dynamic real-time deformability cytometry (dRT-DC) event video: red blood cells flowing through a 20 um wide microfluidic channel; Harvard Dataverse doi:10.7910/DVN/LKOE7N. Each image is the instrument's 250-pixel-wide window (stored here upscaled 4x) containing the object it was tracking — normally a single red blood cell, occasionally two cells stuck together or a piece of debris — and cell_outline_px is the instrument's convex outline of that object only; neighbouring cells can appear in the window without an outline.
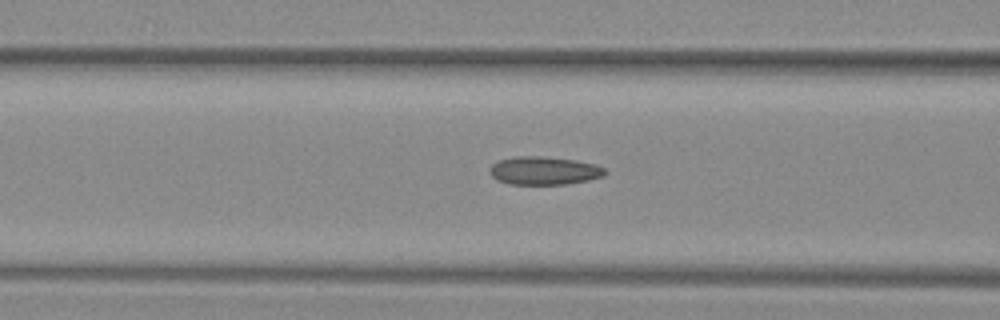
{"species": "common noctule bat (a hibernating species)", "species_latin": "Nyctalus noctula", "temperature_condition": "warm", "stored_images_in_passage": 29, "camera_frame_rate_fps": 3000, "um_per_image_px": 0.085, "animal": {"sex": "female", "body_mass_g": 29.2, "forearm_length_mm": 56.3}, "frame": {"image": 1, "passage_image": 9, "time_ms": 2.667, "image_size_px": [1000, 320], "cell_outline_px": [[608, 172], [604, 176], [588, 180], [568, 184], [508, 184], [496, 180], [488, 172], [492, 164], [500, 160], [516, 156], [540, 156], [576, 160], [596, 164], [604, 168]], "centroid_in_image_um": [46.25, 14.51], "position_along_channel_um": 120.3, "area_um2": 19.07}}
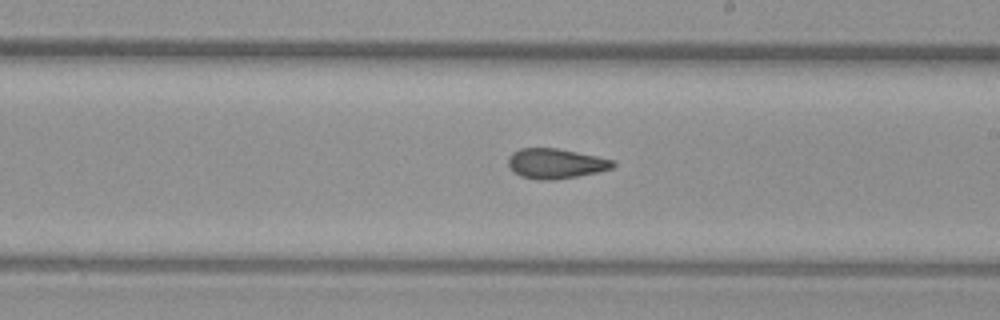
{"frame": {"image": 2, "passage_image": 18, "time_ms": 5.667, "image_size_px": [1000, 320], "cell_outline_px": [[616, 164], [612, 168], [596, 172], [556, 180], [540, 180], [520, 176], [512, 172], [508, 164], [508, 156], [512, 152], [520, 148], [556, 148], [616, 160]], "centroid_in_image_um": [47.2, 13.9], "position_along_channel_um": 241.8, "area_um2": 18.38}}
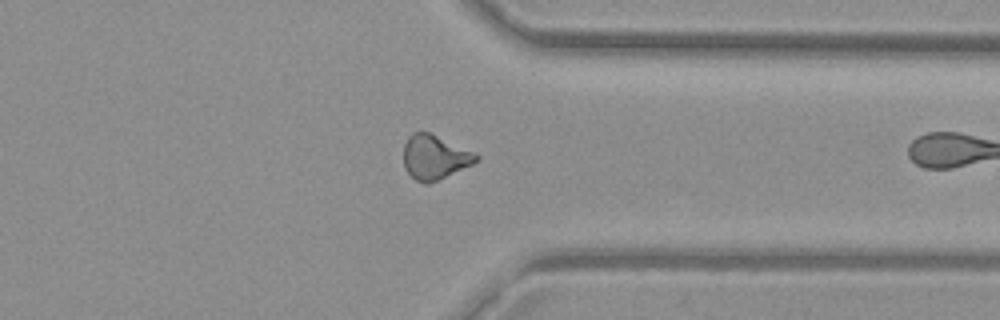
{"frame": {"image": 3, "passage_image": 28, "time_ms": 9.0, "image_size_px": [1000, 320], "cell_outline_px": [[480, 160], [472, 164], [428, 184], [424, 184], [416, 180], [404, 168], [404, 144], [408, 136], [412, 132], [432, 132], [476, 152], [480, 156]], "centroid_in_image_um": [36.97, 13.32], "position_along_channel_um": 374.4, "area_um2": 19.02}}